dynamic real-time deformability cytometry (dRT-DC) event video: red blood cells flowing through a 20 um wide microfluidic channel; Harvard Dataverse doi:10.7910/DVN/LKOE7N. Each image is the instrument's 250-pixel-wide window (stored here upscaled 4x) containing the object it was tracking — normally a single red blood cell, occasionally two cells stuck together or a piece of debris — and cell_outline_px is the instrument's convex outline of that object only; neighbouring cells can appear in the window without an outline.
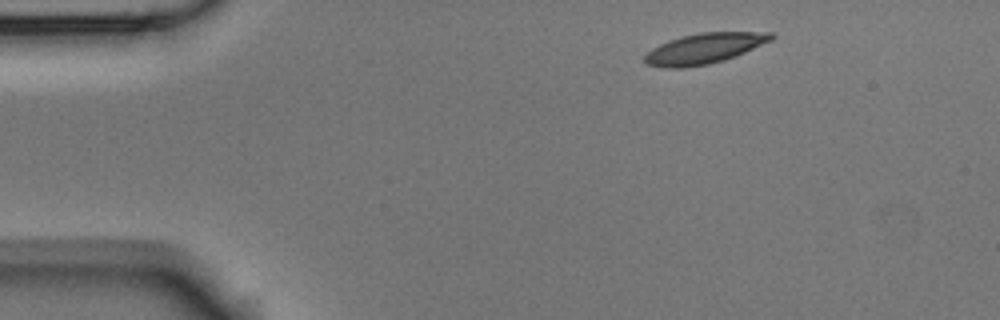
{"species": "Egyptian fruit bat (a non-hibernating species)", "species_latin": "Rousettus aegyptiacus", "temperature_condition": "room temperature", "stored_images_in_passage": 3, "camera_frame_rate_fps": 3000, "um_per_image_px": 0.085, "animal": {"sex": "male"}, "frame": {"image": 1, "passage_image": 1, "time_ms": 0.0, "image_size_px": [1000, 320], "cell_outline_px": [[776, 36], [772, 40], [744, 52], [724, 60], [708, 64], [684, 68], [660, 68], [648, 64], [644, 60], [644, 56], [652, 48], [668, 40], [700, 32], [772, 32]], "centroid_in_image_um": [59.85, 4.12], "position_along_channel_um": 25.1, "area_um2": 22.37}}